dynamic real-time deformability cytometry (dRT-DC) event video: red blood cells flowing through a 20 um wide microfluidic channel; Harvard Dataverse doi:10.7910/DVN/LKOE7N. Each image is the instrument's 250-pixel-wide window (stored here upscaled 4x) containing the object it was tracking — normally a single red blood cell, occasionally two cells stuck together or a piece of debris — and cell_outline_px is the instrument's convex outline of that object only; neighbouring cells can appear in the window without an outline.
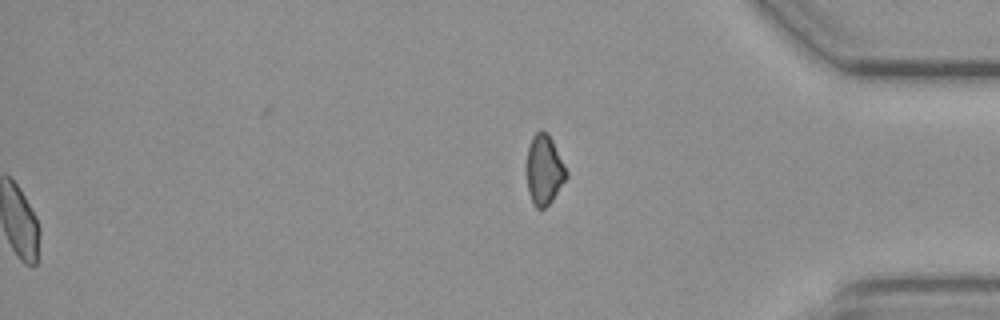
{"species": "common noctule bat (a hibernating species)", "species_latin": "Nyctalus noctula", "temperature_condition": "cold", "stored_images_in_passage": 49, "segment_of_instrument_passage": [2, 2], "camera_frame_rate_fps": 3000, "um_per_image_px": 0.085, "animal": {"sex": "female", "body_mass_g": 19.3, "forearm_length_mm": 54.1}, "frame": {"image": 1, "passage_image": 49, "time_ms": 16.0, "image_size_px": [1000, 320], "cell_outline_px": [[568, 176], [552, 200], [544, 208], [536, 208], [532, 204], [528, 192], [528, 148], [532, 136], [540, 128], [548, 132], [568, 172]], "centroid_in_image_um": [46.27, 14.42], "position_along_channel_um": 388.9, "area_um2": 16.01}}